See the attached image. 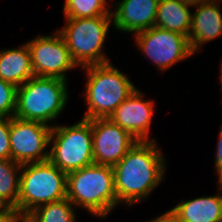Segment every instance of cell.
<instances>
[{
    "instance_id": "obj_1",
    "label": "cell",
    "mask_w": 222,
    "mask_h": 222,
    "mask_svg": "<svg viewBox=\"0 0 222 222\" xmlns=\"http://www.w3.org/2000/svg\"><path fill=\"white\" fill-rule=\"evenodd\" d=\"M154 139L137 141L113 166L115 194L118 203L131 206L146 198L163 181L165 162Z\"/></svg>"
},
{
    "instance_id": "obj_2",
    "label": "cell",
    "mask_w": 222,
    "mask_h": 222,
    "mask_svg": "<svg viewBox=\"0 0 222 222\" xmlns=\"http://www.w3.org/2000/svg\"><path fill=\"white\" fill-rule=\"evenodd\" d=\"M67 199L91 214L105 218L115 206L113 167L92 164L67 174Z\"/></svg>"
},
{
    "instance_id": "obj_3",
    "label": "cell",
    "mask_w": 222,
    "mask_h": 222,
    "mask_svg": "<svg viewBox=\"0 0 222 222\" xmlns=\"http://www.w3.org/2000/svg\"><path fill=\"white\" fill-rule=\"evenodd\" d=\"M86 70L87 112L83 119L109 118L136 89L133 83L110 62L82 67Z\"/></svg>"
},
{
    "instance_id": "obj_4",
    "label": "cell",
    "mask_w": 222,
    "mask_h": 222,
    "mask_svg": "<svg viewBox=\"0 0 222 222\" xmlns=\"http://www.w3.org/2000/svg\"><path fill=\"white\" fill-rule=\"evenodd\" d=\"M66 82L60 78L33 76L17 87L14 116L49 125L68 102Z\"/></svg>"
},
{
    "instance_id": "obj_5",
    "label": "cell",
    "mask_w": 222,
    "mask_h": 222,
    "mask_svg": "<svg viewBox=\"0 0 222 222\" xmlns=\"http://www.w3.org/2000/svg\"><path fill=\"white\" fill-rule=\"evenodd\" d=\"M18 215L23 220L35 208L67 198V174L49 160L23 164Z\"/></svg>"
},
{
    "instance_id": "obj_6",
    "label": "cell",
    "mask_w": 222,
    "mask_h": 222,
    "mask_svg": "<svg viewBox=\"0 0 222 222\" xmlns=\"http://www.w3.org/2000/svg\"><path fill=\"white\" fill-rule=\"evenodd\" d=\"M66 27L58 31L77 66L109 63L102 52L112 16L66 18Z\"/></svg>"
},
{
    "instance_id": "obj_7",
    "label": "cell",
    "mask_w": 222,
    "mask_h": 222,
    "mask_svg": "<svg viewBox=\"0 0 222 222\" xmlns=\"http://www.w3.org/2000/svg\"><path fill=\"white\" fill-rule=\"evenodd\" d=\"M49 143L53 146L48 160L66 174L95 163L91 120L82 118L72 126H52Z\"/></svg>"
},
{
    "instance_id": "obj_8",
    "label": "cell",
    "mask_w": 222,
    "mask_h": 222,
    "mask_svg": "<svg viewBox=\"0 0 222 222\" xmlns=\"http://www.w3.org/2000/svg\"><path fill=\"white\" fill-rule=\"evenodd\" d=\"M52 126L38 122L10 118L11 159L18 164L36 163L48 160ZM44 151V152H43Z\"/></svg>"
},
{
    "instance_id": "obj_9",
    "label": "cell",
    "mask_w": 222,
    "mask_h": 222,
    "mask_svg": "<svg viewBox=\"0 0 222 222\" xmlns=\"http://www.w3.org/2000/svg\"><path fill=\"white\" fill-rule=\"evenodd\" d=\"M135 41L162 71L193 55L187 36L156 26L136 33Z\"/></svg>"
},
{
    "instance_id": "obj_10",
    "label": "cell",
    "mask_w": 222,
    "mask_h": 222,
    "mask_svg": "<svg viewBox=\"0 0 222 222\" xmlns=\"http://www.w3.org/2000/svg\"><path fill=\"white\" fill-rule=\"evenodd\" d=\"M27 45L35 76L67 80L65 72L78 67L58 30L53 36H38Z\"/></svg>"
},
{
    "instance_id": "obj_11",
    "label": "cell",
    "mask_w": 222,
    "mask_h": 222,
    "mask_svg": "<svg viewBox=\"0 0 222 222\" xmlns=\"http://www.w3.org/2000/svg\"><path fill=\"white\" fill-rule=\"evenodd\" d=\"M95 164L116 165L138 141L109 118L91 119Z\"/></svg>"
},
{
    "instance_id": "obj_12",
    "label": "cell",
    "mask_w": 222,
    "mask_h": 222,
    "mask_svg": "<svg viewBox=\"0 0 222 222\" xmlns=\"http://www.w3.org/2000/svg\"><path fill=\"white\" fill-rule=\"evenodd\" d=\"M144 95L136 88L123 101L109 119L131 134L138 141H149V129L153 112L154 101L144 100Z\"/></svg>"
},
{
    "instance_id": "obj_13",
    "label": "cell",
    "mask_w": 222,
    "mask_h": 222,
    "mask_svg": "<svg viewBox=\"0 0 222 222\" xmlns=\"http://www.w3.org/2000/svg\"><path fill=\"white\" fill-rule=\"evenodd\" d=\"M159 0H122L111 12L114 28L134 34L155 26Z\"/></svg>"
},
{
    "instance_id": "obj_14",
    "label": "cell",
    "mask_w": 222,
    "mask_h": 222,
    "mask_svg": "<svg viewBox=\"0 0 222 222\" xmlns=\"http://www.w3.org/2000/svg\"><path fill=\"white\" fill-rule=\"evenodd\" d=\"M218 1L198 5L196 12L192 13L189 43L194 54L206 42L222 35V14Z\"/></svg>"
},
{
    "instance_id": "obj_15",
    "label": "cell",
    "mask_w": 222,
    "mask_h": 222,
    "mask_svg": "<svg viewBox=\"0 0 222 222\" xmlns=\"http://www.w3.org/2000/svg\"><path fill=\"white\" fill-rule=\"evenodd\" d=\"M33 76L35 75L27 43L20 48L0 51V78L2 80L19 87Z\"/></svg>"
},
{
    "instance_id": "obj_16",
    "label": "cell",
    "mask_w": 222,
    "mask_h": 222,
    "mask_svg": "<svg viewBox=\"0 0 222 222\" xmlns=\"http://www.w3.org/2000/svg\"><path fill=\"white\" fill-rule=\"evenodd\" d=\"M171 211L183 222H221L222 194L182 201Z\"/></svg>"
},
{
    "instance_id": "obj_17",
    "label": "cell",
    "mask_w": 222,
    "mask_h": 222,
    "mask_svg": "<svg viewBox=\"0 0 222 222\" xmlns=\"http://www.w3.org/2000/svg\"><path fill=\"white\" fill-rule=\"evenodd\" d=\"M192 14L181 0H159L155 26L189 36Z\"/></svg>"
},
{
    "instance_id": "obj_18",
    "label": "cell",
    "mask_w": 222,
    "mask_h": 222,
    "mask_svg": "<svg viewBox=\"0 0 222 222\" xmlns=\"http://www.w3.org/2000/svg\"><path fill=\"white\" fill-rule=\"evenodd\" d=\"M22 165L12 159H0V204L16 209L20 193V175Z\"/></svg>"
},
{
    "instance_id": "obj_19",
    "label": "cell",
    "mask_w": 222,
    "mask_h": 222,
    "mask_svg": "<svg viewBox=\"0 0 222 222\" xmlns=\"http://www.w3.org/2000/svg\"><path fill=\"white\" fill-rule=\"evenodd\" d=\"M74 205L67 199L41 205L22 222H75Z\"/></svg>"
},
{
    "instance_id": "obj_20",
    "label": "cell",
    "mask_w": 222,
    "mask_h": 222,
    "mask_svg": "<svg viewBox=\"0 0 222 222\" xmlns=\"http://www.w3.org/2000/svg\"><path fill=\"white\" fill-rule=\"evenodd\" d=\"M106 2V0H66L63 12L65 18L112 16Z\"/></svg>"
},
{
    "instance_id": "obj_21",
    "label": "cell",
    "mask_w": 222,
    "mask_h": 222,
    "mask_svg": "<svg viewBox=\"0 0 222 222\" xmlns=\"http://www.w3.org/2000/svg\"><path fill=\"white\" fill-rule=\"evenodd\" d=\"M17 87L0 78V116L11 118L16 111Z\"/></svg>"
},
{
    "instance_id": "obj_22",
    "label": "cell",
    "mask_w": 222,
    "mask_h": 222,
    "mask_svg": "<svg viewBox=\"0 0 222 222\" xmlns=\"http://www.w3.org/2000/svg\"><path fill=\"white\" fill-rule=\"evenodd\" d=\"M10 118L0 116V159H11Z\"/></svg>"
},
{
    "instance_id": "obj_23",
    "label": "cell",
    "mask_w": 222,
    "mask_h": 222,
    "mask_svg": "<svg viewBox=\"0 0 222 222\" xmlns=\"http://www.w3.org/2000/svg\"><path fill=\"white\" fill-rule=\"evenodd\" d=\"M0 222H22L16 209L9 206L0 207Z\"/></svg>"
},
{
    "instance_id": "obj_24",
    "label": "cell",
    "mask_w": 222,
    "mask_h": 222,
    "mask_svg": "<svg viewBox=\"0 0 222 222\" xmlns=\"http://www.w3.org/2000/svg\"><path fill=\"white\" fill-rule=\"evenodd\" d=\"M217 150L215 157V168L217 172V176L220 177L222 175V126L221 131L219 133V138L217 142Z\"/></svg>"
},
{
    "instance_id": "obj_25",
    "label": "cell",
    "mask_w": 222,
    "mask_h": 222,
    "mask_svg": "<svg viewBox=\"0 0 222 222\" xmlns=\"http://www.w3.org/2000/svg\"><path fill=\"white\" fill-rule=\"evenodd\" d=\"M150 222H183L180 220L172 211L171 209L165 212L163 215L156 217Z\"/></svg>"
},
{
    "instance_id": "obj_26",
    "label": "cell",
    "mask_w": 222,
    "mask_h": 222,
    "mask_svg": "<svg viewBox=\"0 0 222 222\" xmlns=\"http://www.w3.org/2000/svg\"><path fill=\"white\" fill-rule=\"evenodd\" d=\"M181 1L184 2L186 5H189L190 7L195 6L196 8L197 5L208 3L214 0H181Z\"/></svg>"
},
{
    "instance_id": "obj_27",
    "label": "cell",
    "mask_w": 222,
    "mask_h": 222,
    "mask_svg": "<svg viewBox=\"0 0 222 222\" xmlns=\"http://www.w3.org/2000/svg\"><path fill=\"white\" fill-rule=\"evenodd\" d=\"M218 183H219V190L222 189V175L218 178Z\"/></svg>"
},
{
    "instance_id": "obj_28",
    "label": "cell",
    "mask_w": 222,
    "mask_h": 222,
    "mask_svg": "<svg viewBox=\"0 0 222 222\" xmlns=\"http://www.w3.org/2000/svg\"><path fill=\"white\" fill-rule=\"evenodd\" d=\"M221 73H222V64H221ZM221 81H222V74H221ZM221 85H222V83H221Z\"/></svg>"
}]
</instances>
